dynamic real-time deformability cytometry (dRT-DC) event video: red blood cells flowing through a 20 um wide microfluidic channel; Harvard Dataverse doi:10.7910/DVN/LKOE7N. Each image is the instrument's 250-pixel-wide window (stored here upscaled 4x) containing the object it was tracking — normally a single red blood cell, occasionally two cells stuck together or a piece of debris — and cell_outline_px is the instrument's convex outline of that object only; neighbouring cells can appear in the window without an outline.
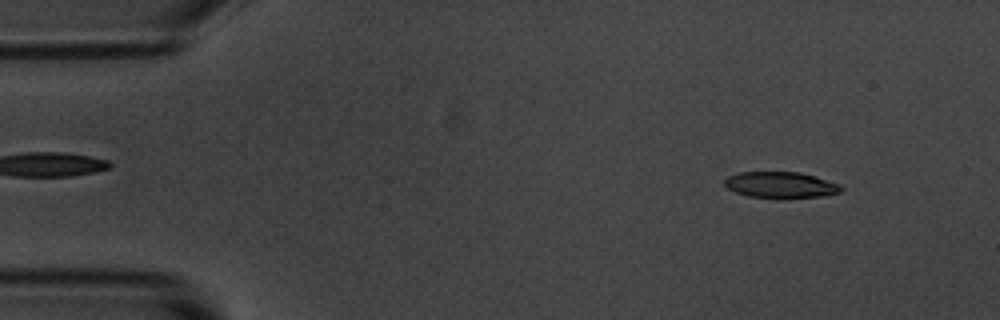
{"species": "common noctule bat (a hibernating species)", "species_latin": "Nyctalus noctula", "temperature_condition": "room temperature", "stored_images_in_passage": 3, "camera_frame_rate_fps": 3000, "um_per_image_px": 0.085, "animal": {"sex": "male", "body_mass_g": 20.1, "forearm_length_mm": 53.5}, "frame": {"image": 1, "passage_image": 1, "time_ms": 0.0, "image_size_px": [1000, 320], "cell_outline_px": [[844, 188], [840, 192], [820, 196], [748, 196], [736, 192], [728, 188], [724, 184], [724, 180], [728, 176], [740, 172], [800, 172], [840, 184]], "centroid_in_image_um": [66.34, 15.68], "position_along_channel_um": 18.7, "area_um2": 17.05}}
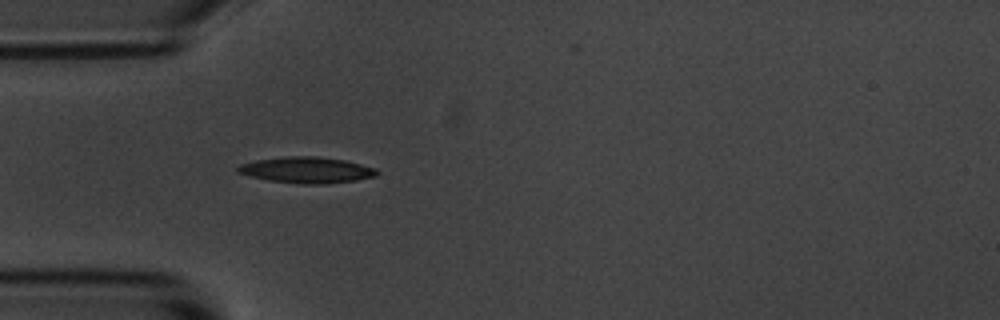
{"frame": {"image": 2, "passage_image": 3, "time_ms": 0.667, "image_size_px": [1000, 320], "cell_outline_px": [[380, 172], [376, 176], [356, 180], [324, 184], [300, 184], [268, 180], [236, 172], [236, 168], [240, 164], [256, 160], [284, 156], [316, 156], [344, 160], [376, 168]], "centroid_in_image_um": [26.07, 14.45], "position_along_channel_um": 58.9, "area_um2": 21.15}}